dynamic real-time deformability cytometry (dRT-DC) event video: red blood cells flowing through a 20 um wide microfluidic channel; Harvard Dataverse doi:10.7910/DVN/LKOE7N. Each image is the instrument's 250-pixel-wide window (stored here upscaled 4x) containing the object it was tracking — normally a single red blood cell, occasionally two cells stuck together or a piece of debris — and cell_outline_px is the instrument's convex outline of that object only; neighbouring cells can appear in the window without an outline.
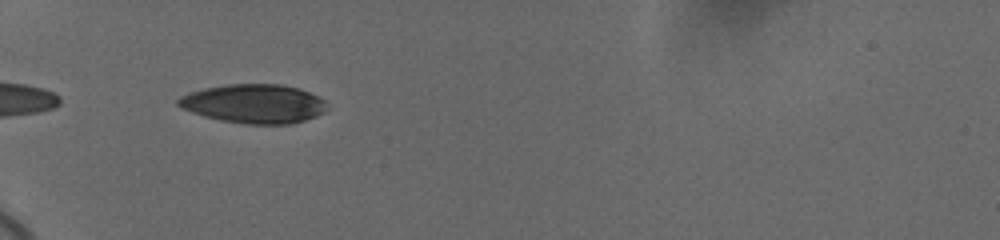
{"species": "human", "species_latin": "Homo sapiens", "temperature_condition": "cold", "stored_images_in_passage": 17, "camera_frame_rate_fps": 3000, "um_per_image_px": 0.085, "donor": {"sex": "female"}, "frame": {"image": 1, "passage_image": 1, "time_ms": 0.0, "image_size_px": [1000, 240], "cell_outline_px": [[324, 112], [316, 116], [292, 124], [244, 124], [220, 120], [204, 116], [192, 112], [176, 104], [176, 100], [180, 96], [204, 88], [228, 84], [280, 84], [300, 88], [324, 100]], "centroid_in_image_um": [21.56, 8.82], "position_along_channel_um": 63.4, "area_um2": 33.58}}
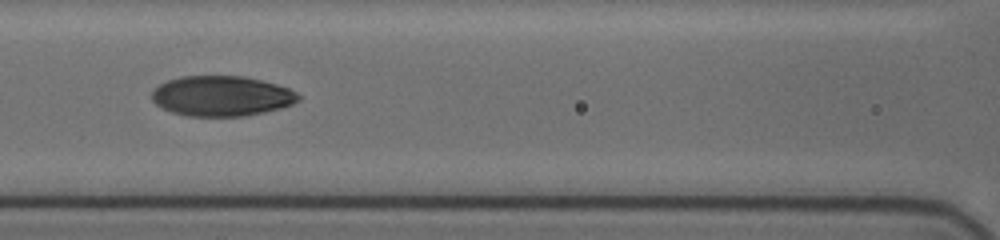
{"frame": {"image": 2, "passage_image": 10, "time_ms": 2.667, "image_size_px": [1000, 240], "cell_outline_px": [[300, 100], [292, 104], [280, 108], [264, 112], [244, 116], [188, 116], [172, 112], [156, 104], [152, 100], [152, 92], [160, 84], [168, 80], [180, 76], [244, 76], [276, 84], [288, 88], [296, 92], [300, 96]], "centroid_in_image_um": [18.84, 8.16], "position_along_channel_um": 147.8, "area_um2": 34.22}}
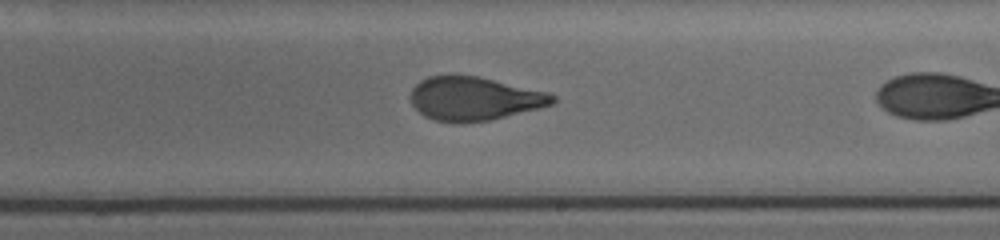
{"frame": {"image": 3, "passage_image": 16, "time_ms": 4.333, "image_size_px": [1000, 240], "cell_outline_px": [[556, 100], [552, 104], [488, 120], [436, 120], [424, 116], [412, 104], [412, 88], [420, 80], [428, 76], [448, 72], [476, 76], [548, 92], [556, 96]], "centroid_in_image_um": [40.27, 8.31], "position_along_channel_um": 248.7, "area_um2": 35.43}}